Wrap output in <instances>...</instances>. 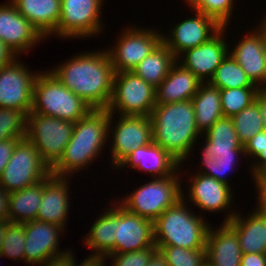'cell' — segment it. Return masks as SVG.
<instances>
[{"label": "cell", "instance_id": "obj_6", "mask_svg": "<svg viewBox=\"0 0 266 266\" xmlns=\"http://www.w3.org/2000/svg\"><path fill=\"white\" fill-rule=\"evenodd\" d=\"M40 72L34 83L30 112L76 123L92 110L89 104L67 89L50 71Z\"/></svg>", "mask_w": 266, "mask_h": 266}, {"label": "cell", "instance_id": "obj_48", "mask_svg": "<svg viewBox=\"0 0 266 266\" xmlns=\"http://www.w3.org/2000/svg\"><path fill=\"white\" fill-rule=\"evenodd\" d=\"M147 266H169V265L167 264L164 255L160 252V250L157 249L149 259Z\"/></svg>", "mask_w": 266, "mask_h": 266}, {"label": "cell", "instance_id": "obj_2", "mask_svg": "<svg viewBox=\"0 0 266 266\" xmlns=\"http://www.w3.org/2000/svg\"><path fill=\"white\" fill-rule=\"evenodd\" d=\"M153 142L182 164L202 134L195 123L191 100L156 104L150 115Z\"/></svg>", "mask_w": 266, "mask_h": 266}, {"label": "cell", "instance_id": "obj_45", "mask_svg": "<svg viewBox=\"0 0 266 266\" xmlns=\"http://www.w3.org/2000/svg\"><path fill=\"white\" fill-rule=\"evenodd\" d=\"M1 40H0V69L8 66L18 58Z\"/></svg>", "mask_w": 266, "mask_h": 266}, {"label": "cell", "instance_id": "obj_47", "mask_svg": "<svg viewBox=\"0 0 266 266\" xmlns=\"http://www.w3.org/2000/svg\"><path fill=\"white\" fill-rule=\"evenodd\" d=\"M9 193L0 186V220H8Z\"/></svg>", "mask_w": 266, "mask_h": 266}, {"label": "cell", "instance_id": "obj_37", "mask_svg": "<svg viewBox=\"0 0 266 266\" xmlns=\"http://www.w3.org/2000/svg\"><path fill=\"white\" fill-rule=\"evenodd\" d=\"M234 0H193L188 6L215 19L222 27L230 23Z\"/></svg>", "mask_w": 266, "mask_h": 266}, {"label": "cell", "instance_id": "obj_35", "mask_svg": "<svg viewBox=\"0 0 266 266\" xmlns=\"http://www.w3.org/2000/svg\"><path fill=\"white\" fill-rule=\"evenodd\" d=\"M169 266H207L206 249H184L177 246H156Z\"/></svg>", "mask_w": 266, "mask_h": 266}, {"label": "cell", "instance_id": "obj_15", "mask_svg": "<svg viewBox=\"0 0 266 266\" xmlns=\"http://www.w3.org/2000/svg\"><path fill=\"white\" fill-rule=\"evenodd\" d=\"M114 254L156 248L154 222L128 211L116 201Z\"/></svg>", "mask_w": 266, "mask_h": 266}, {"label": "cell", "instance_id": "obj_42", "mask_svg": "<svg viewBox=\"0 0 266 266\" xmlns=\"http://www.w3.org/2000/svg\"><path fill=\"white\" fill-rule=\"evenodd\" d=\"M255 188L257 189V201L256 210L264 217H266V183L262 182L258 177L254 179Z\"/></svg>", "mask_w": 266, "mask_h": 266}, {"label": "cell", "instance_id": "obj_36", "mask_svg": "<svg viewBox=\"0 0 266 266\" xmlns=\"http://www.w3.org/2000/svg\"><path fill=\"white\" fill-rule=\"evenodd\" d=\"M27 114L24 111L0 107V141L26 138Z\"/></svg>", "mask_w": 266, "mask_h": 266}, {"label": "cell", "instance_id": "obj_18", "mask_svg": "<svg viewBox=\"0 0 266 266\" xmlns=\"http://www.w3.org/2000/svg\"><path fill=\"white\" fill-rule=\"evenodd\" d=\"M255 28L240 39L229 54L254 85L266 88V30L260 24Z\"/></svg>", "mask_w": 266, "mask_h": 266}, {"label": "cell", "instance_id": "obj_13", "mask_svg": "<svg viewBox=\"0 0 266 266\" xmlns=\"http://www.w3.org/2000/svg\"><path fill=\"white\" fill-rule=\"evenodd\" d=\"M113 118L114 114L110 113L108 133L111 131L113 135L109 136L112 137V145L109 148L111 162L115 168L132 151L150 144L153 141V134L150 116H119L112 127Z\"/></svg>", "mask_w": 266, "mask_h": 266}, {"label": "cell", "instance_id": "obj_8", "mask_svg": "<svg viewBox=\"0 0 266 266\" xmlns=\"http://www.w3.org/2000/svg\"><path fill=\"white\" fill-rule=\"evenodd\" d=\"M74 123L34 112L27 115L26 138L35 145L50 169L60 160L69 143Z\"/></svg>", "mask_w": 266, "mask_h": 266}, {"label": "cell", "instance_id": "obj_41", "mask_svg": "<svg viewBox=\"0 0 266 266\" xmlns=\"http://www.w3.org/2000/svg\"><path fill=\"white\" fill-rule=\"evenodd\" d=\"M20 139L23 138H10L0 141V178L3 173V169L13 154L17 141Z\"/></svg>", "mask_w": 266, "mask_h": 266}, {"label": "cell", "instance_id": "obj_22", "mask_svg": "<svg viewBox=\"0 0 266 266\" xmlns=\"http://www.w3.org/2000/svg\"><path fill=\"white\" fill-rule=\"evenodd\" d=\"M69 178L54 176L51 173L44 179V190L36 220L65 229L71 203Z\"/></svg>", "mask_w": 266, "mask_h": 266}, {"label": "cell", "instance_id": "obj_40", "mask_svg": "<svg viewBox=\"0 0 266 266\" xmlns=\"http://www.w3.org/2000/svg\"><path fill=\"white\" fill-rule=\"evenodd\" d=\"M157 248H145L135 252L110 254L105 259H112L110 266H147L149 259Z\"/></svg>", "mask_w": 266, "mask_h": 266}, {"label": "cell", "instance_id": "obj_9", "mask_svg": "<svg viewBox=\"0 0 266 266\" xmlns=\"http://www.w3.org/2000/svg\"><path fill=\"white\" fill-rule=\"evenodd\" d=\"M155 91L132 71L115 73L107 111L115 115L119 111L117 116H150L156 106Z\"/></svg>", "mask_w": 266, "mask_h": 266}, {"label": "cell", "instance_id": "obj_32", "mask_svg": "<svg viewBox=\"0 0 266 266\" xmlns=\"http://www.w3.org/2000/svg\"><path fill=\"white\" fill-rule=\"evenodd\" d=\"M208 83L219 89L257 87L229 53L217 67Z\"/></svg>", "mask_w": 266, "mask_h": 266}, {"label": "cell", "instance_id": "obj_11", "mask_svg": "<svg viewBox=\"0 0 266 266\" xmlns=\"http://www.w3.org/2000/svg\"><path fill=\"white\" fill-rule=\"evenodd\" d=\"M103 0H61V16L52 34L63 39L86 38L103 31Z\"/></svg>", "mask_w": 266, "mask_h": 266}, {"label": "cell", "instance_id": "obj_30", "mask_svg": "<svg viewBox=\"0 0 266 266\" xmlns=\"http://www.w3.org/2000/svg\"><path fill=\"white\" fill-rule=\"evenodd\" d=\"M44 190V180L9 194L8 220L24 224L36 220Z\"/></svg>", "mask_w": 266, "mask_h": 266}, {"label": "cell", "instance_id": "obj_5", "mask_svg": "<svg viewBox=\"0 0 266 266\" xmlns=\"http://www.w3.org/2000/svg\"><path fill=\"white\" fill-rule=\"evenodd\" d=\"M204 147L201 151V173L228 186L226 178L233 171L239 155L245 156L243 144L239 141L231 117H221L204 133ZM205 167V168H204ZM229 175V173H228Z\"/></svg>", "mask_w": 266, "mask_h": 266}, {"label": "cell", "instance_id": "obj_52", "mask_svg": "<svg viewBox=\"0 0 266 266\" xmlns=\"http://www.w3.org/2000/svg\"><path fill=\"white\" fill-rule=\"evenodd\" d=\"M260 25L263 27V28H266V16L264 15V18L263 20H260Z\"/></svg>", "mask_w": 266, "mask_h": 266}, {"label": "cell", "instance_id": "obj_14", "mask_svg": "<svg viewBox=\"0 0 266 266\" xmlns=\"http://www.w3.org/2000/svg\"><path fill=\"white\" fill-rule=\"evenodd\" d=\"M16 58L0 69V107L30 113L33 104V87L38 75ZM34 73V74H33Z\"/></svg>", "mask_w": 266, "mask_h": 266}, {"label": "cell", "instance_id": "obj_49", "mask_svg": "<svg viewBox=\"0 0 266 266\" xmlns=\"http://www.w3.org/2000/svg\"><path fill=\"white\" fill-rule=\"evenodd\" d=\"M106 259L104 257H88L76 266H106Z\"/></svg>", "mask_w": 266, "mask_h": 266}, {"label": "cell", "instance_id": "obj_20", "mask_svg": "<svg viewBox=\"0 0 266 266\" xmlns=\"http://www.w3.org/2000/svg\"><path fill=\"white\" fill-rule=\"evenodd\" d=\"M226 28L223 27L207 42L184 51L176 59L180 61L178 63L193 72L203 83L210 81L217 67L229 53L230 46L227 44L226 38L224 40L223 37Z\"/></svg>", "mask_w": 266, "mask_h": 266}, {"label": "cell", "instance_id": "obj_53", "mask_svg": "<svg viewBox=\"0 0 266 266\" xmlns=\"http://www.w3.org/2000/svg\"><path fill=\"white\" fill-rule=\"evenodd\" d=\"M185 1V0H184ZM193 0H186V3L189 5Z\"/></svg>", "mask_w": 266, "mask_h": 266}, {"label": "cell", "instance_id": "obj_21", "mask_svg": "<svg viewBox=\"0 0 266 266\" xmlns=\"http://www.w3.org/2000/svg\"><path fill=\"white\" fill-rule=\"evenodd\" d=\"M25 225L24 261L38 266L50 258L57 257L68 251H60L59 237L64 229L61 226L33 220ZM59 250V251H58Z\"/></svg>", "mask_w": 266, "mask_h": 266}, {"label": "cell", "instance_id": "obj_29", "mask_svg": "<svg viewBox=\"0 0 266 266\" xmlns=\"http://www.w3.org/2000/svg\"><path fill=\"white\" fill-rule=\"evenodd\" d=\"M191 102L195 112L196 127L202 135L223 117L220 89L208 82L200 85Z\"/></svg>", "mask_w": 266, "mask_h": 266}, {"label": "cell", "instance_id": "obj_26", "mask_svg": "<svg viewBox=\"0 0 266 266\" xmlns=\"http://www.w3.org/2000/svg\"><path fill=\"white\" fill-rule=\"evenodd\" d=\"M24 16L46 39L56 31L61 16V0H11Z\"/></svg>", "mask_w": 266, "mask_h": 266}, {"label": "cell", "instance_id": "obj_16", "mask_svg": "<svg viewBox=\"0 0 266 266\" xmlns=\"http://www.w3.org/2000/svg\"><path fill=\"white\" fill-rule=\"evenodd\" d=\"M195 17L186 18L173 25L168 35L162 33V42L178 56L184 51L195 48L214 37L223 27L210 16L193 10Z\"/></svg>", "mask_w": 266, "mask_h": 266}, {"label": "cell", "instance_id": "obj_46", "mask_svg": "<svg viewBox=\"0 0 266 266\" xmlns=\"http://www.w3.org/2000/svg\"><path fill=\"white\" fill-rule=\"evenodd\" d=\"M255 101L258 103L261 114L264 129L266 130V88H259Z\"/></svg>", "mask_w": 266, "mask_h": 266}, {"label": "cell", "instance_id": "obj_17", "mask_svg": "<svg viewBox=\"0 0 266 266\" xmlns=\"http://www.w3.org/2000/svg\"><path fill=\"white\" fill-rule=\"evenodd\" d=\"M187 182H190V187L187 196L182 194L184 200H187L188 197L191 203L203 212H223L227 209L229 214L223 219V223H228L236 214L235 210H232V212L229 210L231 204L233 205L232 202H234L232 201L234 194L230 189L231 186L201 173L191 174Z\"/></svg>", "mask_w": 266, "mask_h": 266}, {"label": "cell", "instance_id": "obj_25", "mask_svg": "<svg viewBox=\"0 0 266 266\" xmlns=\"http://www.w3.org/2000/svg\"><path fill=\"white\" fill-rule=\"evenodd\" d=\"M203 82L176 61L167 77L156 88V104L191 100Z\"/></svg>", "mask_w": 266, "mask_h": 266}, {"label": "cell", "instance_id": "obj_10", "mask_svg": "<svg viewBox=\"0 0 266 266\" xmlns=\"http://www.w3.org/2000/svg\"><path fill=\"white\" fill-rule=\"evenodd\" d=\"M51 174L39 151L27 138L17 141L13 154L3 169L0 186L9 194L37 184Z\"/></svg>", "mask_w": 266, "mask_h": 266}, {"label": "cell", "instance_id": "obj_43", "mask_svg": "<svg viewBox=\"0 0 266 266\" xmlns=\"http://www.w3.org/2000/svg\"><path fill=\"white\" fill-rule=\"evenodd\" d=\"M72 252L68 250L67 253L50 258L39 266H76L75 254H72Z\"/></svg>", "mask_w": 266, "mask_h": 266}, {"label": "cell", "instance_id": "obj_7", "mask_svg": "<svg viewBox=\"0 0 266 266\" xmlns=\"http://www.w3.org/2000/svg\"><path fill=\"white\" fill-rule=\"evenodd\" d=\"M179 174L177 170L171 176L153 178L118 203L128 211L154 222L167 208L182 199L184 190Z\"/></svg>", "mask_w": 266, "mask_h": 266}, {"label": "cell", "instance_id": "obj_38", "mask_svg": "<svg viewBox=\"0 0 266 266\" xmlns=\"http://www.w3.org/2000/svg\"><path fill=\"white\" fill-rule=\"evenodd\" d=\"M0 254L14 261L24 260L25 225L9 222L3 238Z\"/></svg>", "mask_w": 266, "mask_h": 266}, {"label": "cell", "instance_id": "obj_12", "mask_svg": "<svg viewBox=\"0 0 266 266\" xmlns=\"http://www.w3.org/2000/svg\"><path fill=\"white\" fill-rule=\"evenodd\" d=\"M116 44L107 50L115 73L130 72L161 42V31L139 27H127L119 34Z\"/></svg>", "mask_w": 266, "mask_h": 266}, {"label": "cell", "instance_id": "obj_3", "mask_svg": "<svg viewBox=\"0 0 266 266\" xmlns=\"http://www.w3.org/2000/svg\"><path fill=\"white\" fill-rule=\"evenodd\" d=\"M109 120L107 109H92L74 123L71 139L60 160L51 168V173L58 177H73L79 170L92 165L111 135L108 133Z\"/></svg>", "mask_w": 266, "mask_h": 266}, {"label": "cell", "instance_id": "obj_34", "mask_svg": "<svg viewBox=\"0 0 266 266\" xmlns=\"http://www.w3.org/2000/svg\"><path fill=\"white\" fill-rule=\"evenodd\" d=\"M258 87L220 89L223 117H232L249 107L256 98Z\"/></svg>", "mask_w": 266, "mask_h": 266}, {"label": "cell", "instance_id": "obj_24", "mask_svg": "<svg viewBox=\"0 0 266 266\" xmlns=\"http://www.w3.org/2000/svg\"><path fill=\"white\" fill-rule=\"evenodd\" d=\"M205 249L207 266H240L243 253L237 233L228 223L222 222L217 229L209 227Z\"/></svg>", "mask_w": 266, "mask_h": 266}, {"label": "cell", "instance_id": "obj_1", "mask_svg": "<svg viewBox=\"0 0 266 266\" xmlns=\"http://www.w3.org/2000/svg\"><path fill=\"white\" fill-rule=\"evenodd\" d=\"M62 64V65H61ZM50 72L70 91L82 98L92 109H107L115 71L108 51L79 53Z\"/></svg>", "mask_w": 266, "mask_h": 266}, {"label": "cell", "instance_id": "obj_50", "mask_svg": "<svg viewBox=\"0 0 266 266\" xmlns=\"http://www.w3.org/2000/svg\"><path fill=\"white\" fill-rule=\"evenodd\" d=\"M9 220H0V249L3 243V238L5 236L6 230H7V225L9 224ZM0 257L4 258V256L2 254H0Z\"/></svg>", "mask_w": 266, "mask_h": 266}, {"label": "cell", "instance_id": "obj_44", "mask_svg": "<svg viewBox=\"0 0 266 266\" xmlns=\"http://www.w3.org/2000/svg\"><path fill=\"white\" fill-rule=\"evenodd\" d=\"M240 266H266V253L243 254Z\"/></svg>", "mask_w": 266, "mask_h": 266}, {"label": "cell", "instance_id": "obj_23", "mask_svg": "<svg viewBox=\"0 0 266 266\" xmlns=\"http://www.w3.org/2000/svg\"><path fill=\"white\" fill-rule=\"evenodd\" d=\"M180 165L167 151L152 141L150 144L132 151L115 168L131 166L130 168L147 172L152 178H163L171 176L181 169Z\"/></svg>", "mask_w": 266, "mask_h": 266}, {"label": "cell", "instance_id": "obj_31", "mask_svg": "<svg viewBox=\"0 0 266 266\" xmlns=\"http://www.w3.org/2000/svg\"><path fill=\"white\" fill-rule=\"evenodd\" d=\"M176 59L172 51L161 42L132 72L157 88L167 77Z\"/></svg>", "mask_w": 266, "mask_h": 266}, {"label": "cell", "instance_id": "obj_27", "mask_svg": "<svg viewBox=\"0 0 266 266\" xmlns=\"http://www.w3.org/2000/svg\"><path fill=\"white\" fill-rule=\"evenodd\" d=\"M228 224L236 231L243 254L266 253V217L255 208L246 217L237 212Z\"/></svg>", "mask_w": 266, "mask_h": 266}, {"label": "cell", "instance_id": "obj_28", "mask_svg": "<svg viewBox=\"0 0 266 266\" xmlns=\"http://www.w3.org/2000/svg\"><path fill=\"white\" fill-rule=\"evenodd\" d=\"M113 202V204H112ZM111 208H107L102 215L92 224L89 235L85 236V246L94 253L89 257H107L114 254L115 225H116V201H112ZM115 203V204H114ZM113 205V207H112Z\"/></svg>", "mask_w": 266, "mask_h": 266}, {"label": "cell", "instance_id": "obj_39", "mask_svg": "<svg viewBox=\"0 0 266 266\" xmlns=\"http://www.w3.org/2000/svg\"><path fill=\"white\" fill-rule=\"evenodd\" d=\"M245 156L253 158L250 170L252 178L257 177L266 168V130L257 133L243 145Z\"/></svg>", "mask_w": 266, "mask_h": 266}, {"label": "cell", "instance_id": "obj_19", "mask_svg": "<svg viewBox=\"0 0 266 266\" xmlns=\"http://www.w3.org/2000/svg\"><path fill=\"white\" fill-rule=\"evenodd\" d=\"M7 3L0 5V40L20 56L45 38L17 11L11 1Z\"/></svg>", "mask_w": 266, "mask_h": 266}, {"label": "cell", "instance_id": "obj_51", "mask_svg": "<svg viewBox=\"0 0 266 266\" xmlns=\"http://www.w3.org/2000/svg\"><path fill=\"white\" fill-rule=\"evenodd\" d=\"M262 182L266 183V168L257 176Z\"/></svg>", "mask_w": 266, "mask_h": 266}, {"label": "cell", "instance_id": "obj_4", "mask_svg": "<svg viewBox=\"0 0 266 266\" xmlns=\"http://www.w3.org/2000/svg\"><path fill=\"white\" fill-rule=\"evenodd\" d=\"M182 198L154 221L155 246H177L184 249L206 247L210 224L196 215Z\"/></svg>", "mask_w": 266, "mask_h": 266}, {"label": "cell", "instance_id": "obj_33", "mask_svg": "<svg viewBox=\"0 0 266 266\" xmlns=\"http://www.w3.org/2000/svg\"><path fill=\"white\" fill-rule=\"evenodd\" d=\"M239 141L244 145L257 133L264 131L259 105L254 101L249 107L231 117Z\"/></svg>", "mask_w": 266, "mask_h": 266}]
</instances>
